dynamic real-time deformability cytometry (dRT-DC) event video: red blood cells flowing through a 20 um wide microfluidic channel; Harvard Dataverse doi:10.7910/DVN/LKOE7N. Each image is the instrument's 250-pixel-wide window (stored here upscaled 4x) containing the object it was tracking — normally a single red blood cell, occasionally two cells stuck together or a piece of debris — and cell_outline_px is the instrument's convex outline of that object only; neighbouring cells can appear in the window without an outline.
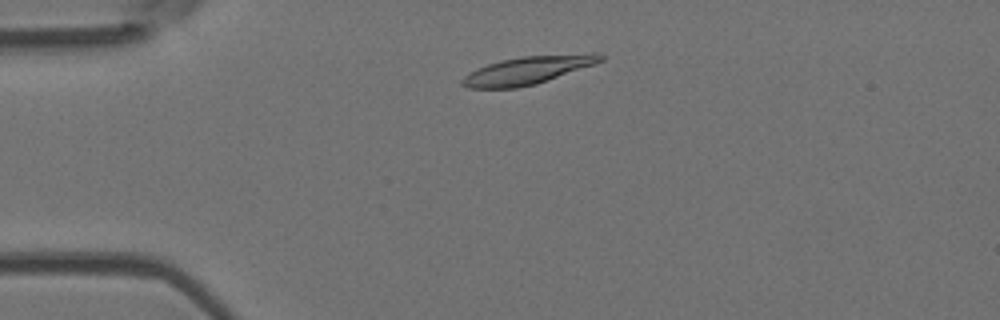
{"species": "Egyptian fruit bat (a non-hibernating species)", "species_latin": "Rousettus aegyptiacus", "temperature_condition": "room temperature", "stored_images_in_passage": 45, "camera_frame_rate_fps": 3000, "um_per_image_px": 0.085, "animal": {"sex": "female"}, "frame": {"image": 1, "passage_image": 6, "time_ms": 1.667, "image_size_px": [1000, 320], "cell_outline_px": [[604, 60], [536, 84], [516, 88], [468, 88], [460, 84], [460, 80], [464, 76], [476, 68], [500, 60], [520, 56], [592, 52], [596, 52], [604, 56]], "centroid_in_image_um": [44.84, 5.95], "position_along_channel_um": 40.2, "area_um2": 22.6}}
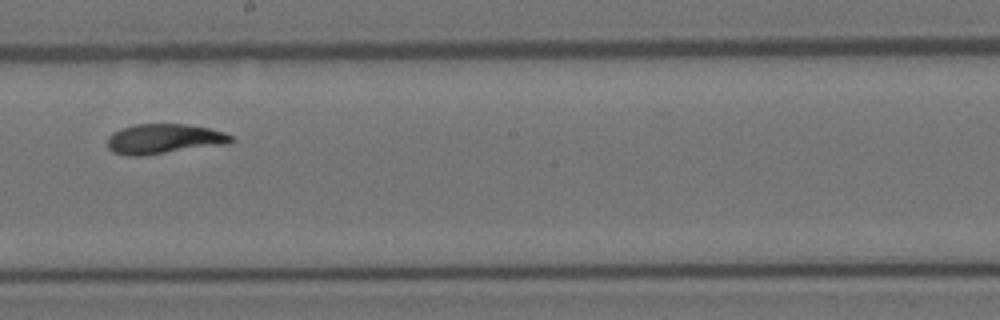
{"frame": {"image": 2, "passage_image": 23, "time_ms": 7.333, "image_size_px": [1000, 320], "cell_outline_px": [[236, 140], [224, 144], [144, 156], [128, 156], [112, 152], [108, 148], [108, 136], [112, 132], [120, 128], [136, 124], [184, 124], [208, 128], [224, 132], [232, 136]], "centroid_in_image_um": [13.89, 11.81], "position_along_channel_um": 234.3, "area_um2": 21.62}}
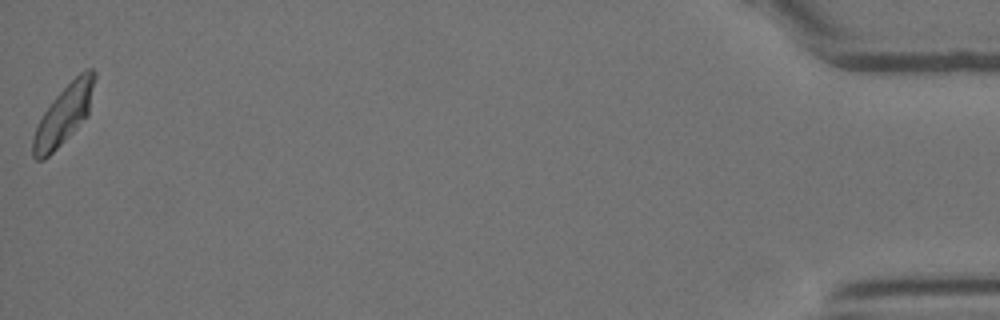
{"frame": {"image": 3, "passage_image": 45, "time_ms": 14.667, "image_size_px": [1000, 320], "cell_outline_px": [[96, 76], [88, 116], [44, 160], [36, 160], [32, 156], [32, 140], [36, 128], [44, 112], [52, 100], [84, 68], [92, 68], [96, 72]], "centroid_in_image_um": [5.44, 9.72], "position_along_channel_um": 429.8, "area_um2": 20.92}, "authors_computed_cell_mechanics": {"area_um2": 21.5594, "velocity_mm_per_s": 3.9573, "shape_relaxation_time_tau1_ms": 4.1808, "shape_relaxation_time_tau2_ms": 2.0894, "deformation_change_tau1": 0.1777, "deformation_change_tau2": 0.0457}}